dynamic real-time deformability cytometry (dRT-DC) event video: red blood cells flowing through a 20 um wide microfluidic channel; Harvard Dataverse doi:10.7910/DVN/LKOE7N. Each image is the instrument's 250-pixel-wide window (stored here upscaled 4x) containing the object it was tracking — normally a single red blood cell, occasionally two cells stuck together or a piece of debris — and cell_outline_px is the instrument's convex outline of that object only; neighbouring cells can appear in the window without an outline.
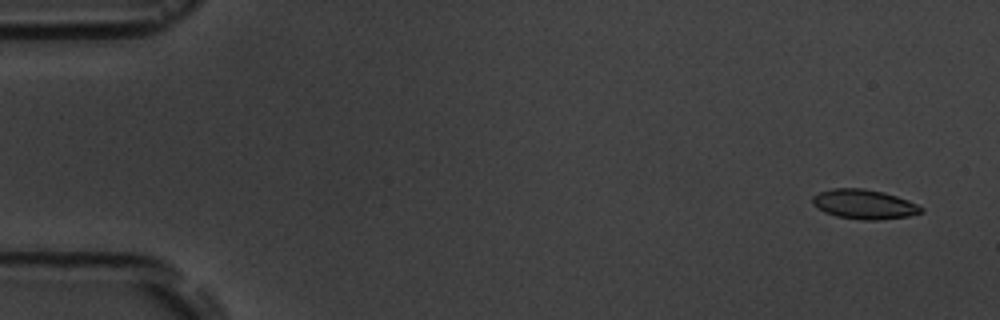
{"species": "common noctule bat (a hibernating species)", "species_latin": "Nyctalus noctula", "temperature_condition": "room temperature", "stored_images_in_passage": 5, "camera_frame_rate_fps": 3000, "um_per_image_px": 0.085, "animal": {"sex": "male", "body_mass_g": 19.5, "forearm_length_mm": 54.6}, "frame": {"image": 1, "passage_image": 1, "time_ms": 0.0, "image_size_px": [1000, 320], "cell_outline_px": [[924, 212], [908, 216], [880, 220], [864, 220], [836, 216], [824, 212], [812, 204], [812, 196], [820, 192], [832, 188], [864, 188], [884, 192], [908, 200], [924, 208]], "centroid_in_image_um": [73.45, 17.36], "position_along_channel_um": 11.5, "area_um2": 18.79}}
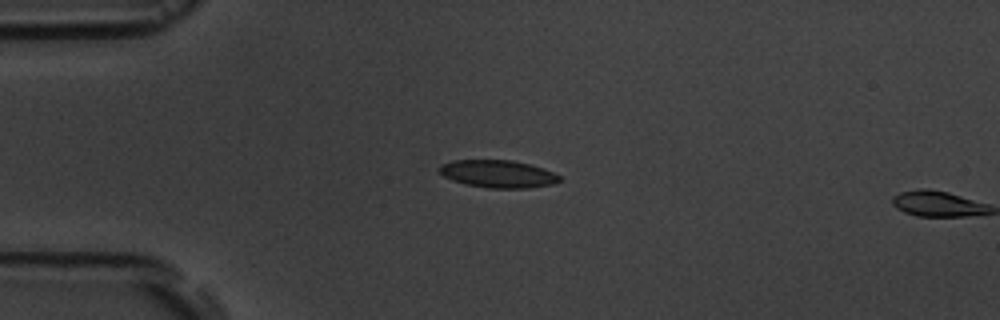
{"frame": {"image": 2, "passage_image": 4, "time_ms": 3.667, "image_size_px": [1000, 320], "cell_outline_px": [[560, 180], [552, 184], [528, 188], [488, 188], [464, 184], [452, 180], [444, 176], [440, 172], [440, 164], [452, 160], [512, 160], [544, 168], [560, 176]], "centroid_in_image_um": [42.31, 14.78], "position_along_channel_um": 42.7, "area_um2": 19.25}}